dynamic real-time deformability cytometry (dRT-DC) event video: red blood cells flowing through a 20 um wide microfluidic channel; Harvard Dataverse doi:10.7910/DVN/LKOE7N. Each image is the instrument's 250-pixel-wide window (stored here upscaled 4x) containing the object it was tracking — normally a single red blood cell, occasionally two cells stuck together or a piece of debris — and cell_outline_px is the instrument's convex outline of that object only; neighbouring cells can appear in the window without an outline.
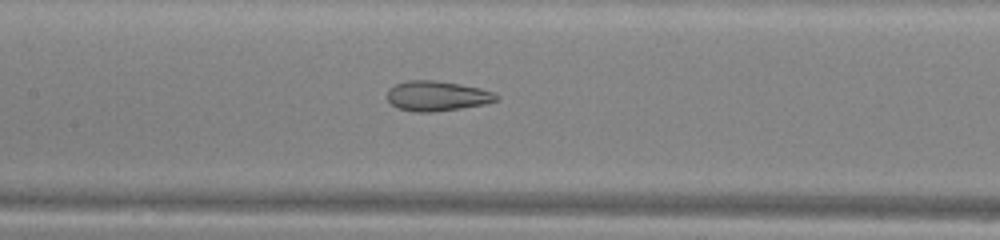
{"species": "common noctule bat (a hibernating species)", "species_latin": "Nyctalus noctula", "temperature_condition": "warm", "stored_images_in_passage": 50, "camera_frame_rate_fps": 3000, "um_per_image_px": 0.085, "animal": {"sex": "male", "body_mass_g": 13.0, "forearm_length_mm": 53.1}, "frame": {"image": 1, "passage_image": 23, "time_ms": 7.333, "image_size_px": [1000, 240], "cell_outline_px": [[500, 96], [496, 100], [484, 104], [460, 108], [432, 112], [416, 112], [396, 108], [388, 100], [388, 88], [396, 84], [408, 80], [436, 80], [460, 84], [480, 88], [492, 92]], "centroid_in_image_um": [37.12, 8.15], "position_along_channel_um": 170.3, "area_um2": 19.02}}
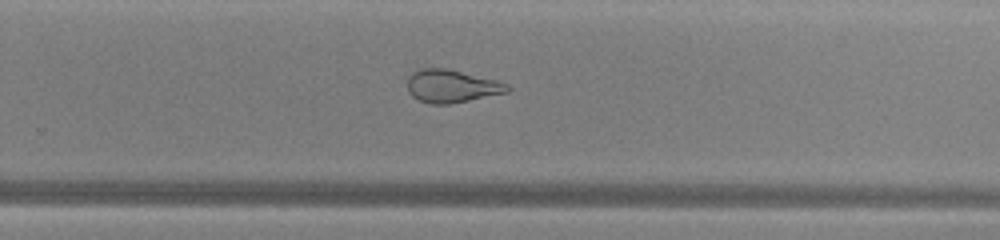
{"frame": {"image": 2, "passage_image": 32, "time_ms": 10.333, "image_size_px": [1000, 240], "cell_outline_px": [[512, 88], [508, 92], [448, 104], [432, 104], [420, 100], [412, 96], [408, 92], [408, 76], [412, 72], [420, 68], [444, 68], [496, 80], [508, 84]], "centroid_in_image_um": [38.37, 7.32], "position_along_channel_um": 291.4, "area_um2": 18.96}}
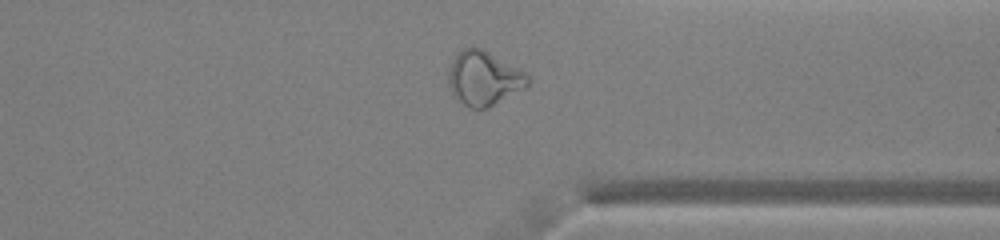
{"frame": {"image": 3, "passage_image": 38, "time_ms": 12.333, "image_size_px": [1000, 240], "cell_outline_px": [[528, 88], [488, 108], [472, 108], [464, 104], [452, 92], [448, 80], [448, 68], [452, 60], [464, 48], [480, 48], [488, 52], [524, 72], [528, 76]], "centroid_in_image_um": [41.14, 6.68], "position_along_channel_um": 370.3, "area_um2": 24.68}, "authors_computed_cell_mechanics": {"area_um2": 25.143, "velocity_mm_per_s": 4.0575, "shape_relaxation_time_tau1_ms": null, "shape_relaxation_time_tau2_ms": 1.4415, "deformation_change_tau1": null, "deformation_change_tau2": 0.0902}}